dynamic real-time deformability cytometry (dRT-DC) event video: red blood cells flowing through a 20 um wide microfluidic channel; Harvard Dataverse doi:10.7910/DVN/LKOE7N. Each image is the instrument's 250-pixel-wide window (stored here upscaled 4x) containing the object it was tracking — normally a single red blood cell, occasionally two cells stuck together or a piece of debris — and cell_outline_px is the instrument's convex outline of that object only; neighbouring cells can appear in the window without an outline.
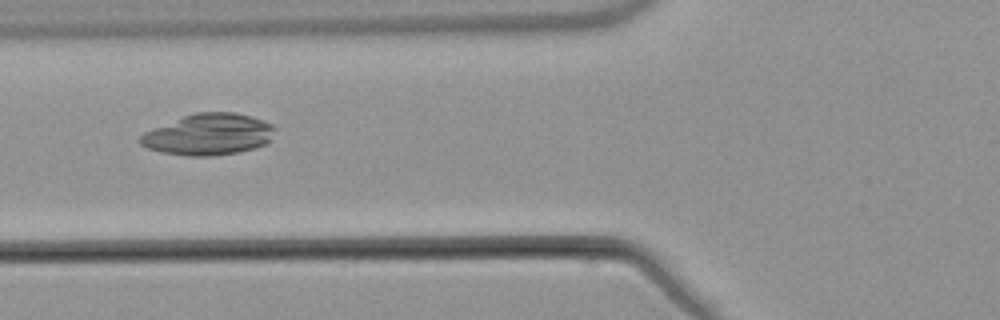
{"species": "common noctule bat (a hibernating species)", "species_latin": "Nyctalus noctula", "temperature_condition": "warm", "stored_images_in_passage": 6, "camera_frame_rate_fps": 3000, "um_per_image_px": 0.085, "animal": {"sex": "male", "body_mass_g": 21.5, "forearm_length_mm": 52.0}, "frame": {"image": 1, "passage_image": 4, "time_ms": 4.667, "image_size_px": [1000, 320], "cell_outline_px": [[276, 128], [268, 140], [264, 144], [256, 148], [236, 152], [212, 156], [188, 156], [160, 152], [148, 148], [140, 144], [136, 140], [144, 132], [184, 116], [196, 112], [236, 112], [272, 124]], "centroid_in_image_um": [17.69, 11.43], "position_along_channel_um": 108.1, "area_um2": 32.14}}
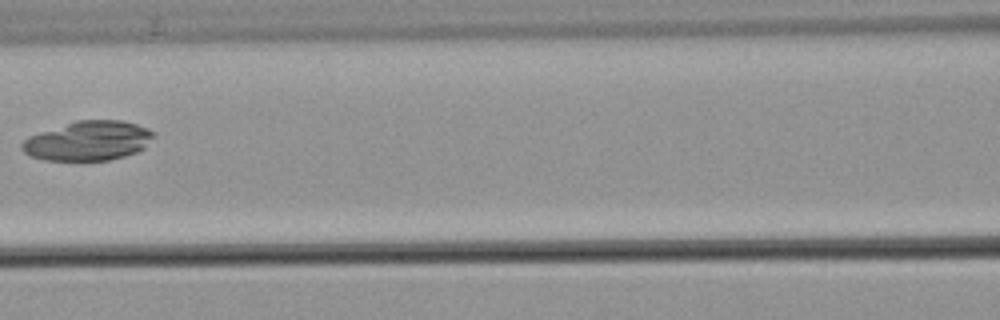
{"frame": {"image": 2, "passage_image": 5, "time_ms": 6.0, "image_size_px": [1000, 320], "cell_outline_px": [[156, 136], [144, 148], [136, 152], [124, 156], [108, 160], [44, 160], [32, 156], [24, 152], [20, 148], [20, 144], [28, 136], [76, 120], [120, 120], [136, 124], [148, 128], [156, 132]], "centroid_in_image_um": [7.52, 11.96], "position_along_channel_um": 159.1, "area_um2": 30.35}}